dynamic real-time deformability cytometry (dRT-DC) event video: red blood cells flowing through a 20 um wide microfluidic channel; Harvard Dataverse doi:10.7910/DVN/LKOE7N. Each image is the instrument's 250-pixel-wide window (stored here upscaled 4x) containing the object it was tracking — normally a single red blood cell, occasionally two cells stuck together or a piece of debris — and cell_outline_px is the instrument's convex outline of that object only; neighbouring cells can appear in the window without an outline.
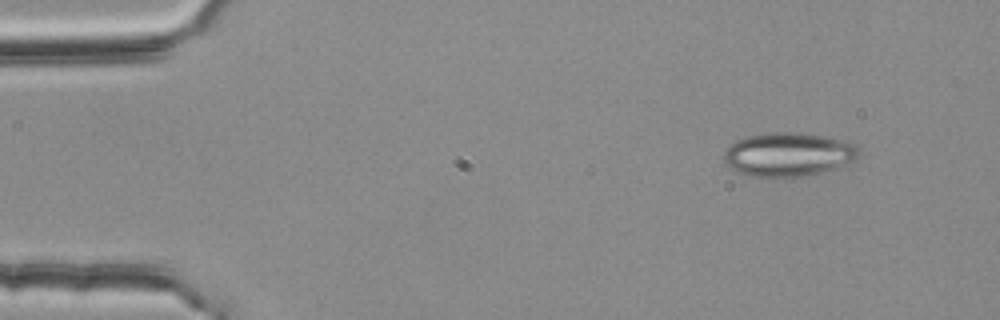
{"species": "common noctule bat (a hibernating species)", "species_latin": "Nyctalus noctula", "temperature_condition": "room temperature", "stored_images_in_passage": 4, "camera_frame_rate_fps": 3000, "um_per_image_px": 0.085, "animal": {"sex": "female", "body_mass_g": 25.1}, "frame": {"image": 1, "passage_image": 1, "time_ms": 0.0, "image_size_px": [1000, 320], "cell_outline_px": [[860, 156], [856, 160], [820, 172], [800, 176], [748, 176], [724, 164], [724, 148], [736, 140], [748, 136], [772, 132], [796, 132], [824, 136], [848, 140], [856, 144], [860, 148]], "centroid_in_image_um": [67.02, 13.1], "position_along_channel_um": 18.0, "area_um2": 34.45}}